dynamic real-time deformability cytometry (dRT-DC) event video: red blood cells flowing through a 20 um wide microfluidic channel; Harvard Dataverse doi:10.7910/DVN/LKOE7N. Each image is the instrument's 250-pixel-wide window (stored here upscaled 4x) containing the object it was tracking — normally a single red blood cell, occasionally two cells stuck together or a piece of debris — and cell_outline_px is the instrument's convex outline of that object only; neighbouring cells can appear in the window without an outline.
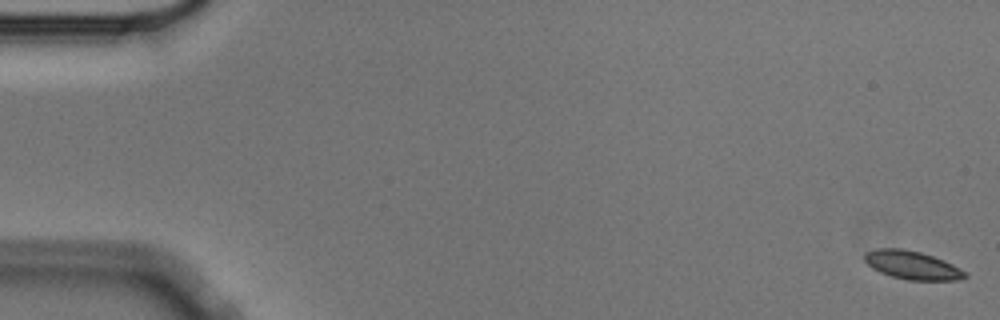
{"species": "Egyptian fruit bat (a non-hibernating species)", "species_latin": "Rousettus aegyptiacus", "temperature_condition": "cold", "stored_images_in_passage": 57, "camera_frame_rate_fps": 3000, "um_per_image_px": 0.085, "animal": {"sex": "male"}, "frame": {"image": 1, "passage_image": 1, "time_ms": 0.0, "image_size_px": [1000, 320], "cell_outline_px": [[968, 276], [956, 280], [908, 280], [892, 276], [880, 272], [872, 268], [864, 260], [864, 252], [876, 248], [904, 248], [920, 252], [944, 260], [968, 272]], "centroid_in_image_um": [77.53, 22.53], "position_along_channel_um": 7.5, "area_um2": 16.7}}
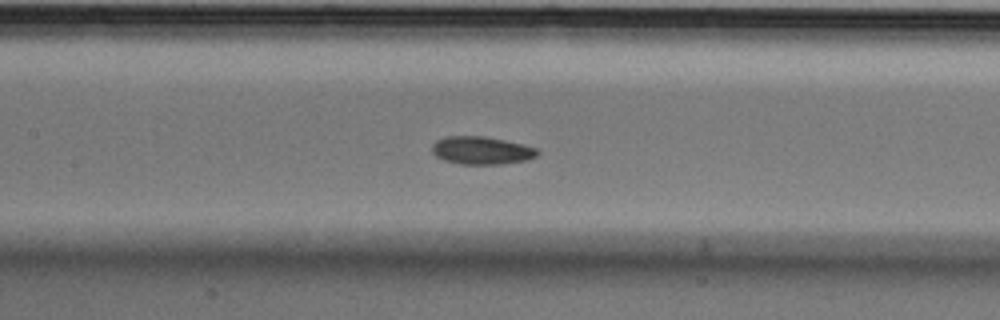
{"frame": {"image": 2, "passage_image": 27, "time_ms": 8.667, "image_size_px": [1000, 320], "cell_outline_px": [[540, 152], [536, 156], [528, 160], [500, 164], [460, 164], [444, 160], [436, 156], [432, 152], [432, 144], [436, 140], [444, 136], [484, 136], [524, 144], [536, 148]], "centroid_in_image_um": [40.92, 12.78], "position_along_channel_um": 166.5, "area_um2": 17.22}}
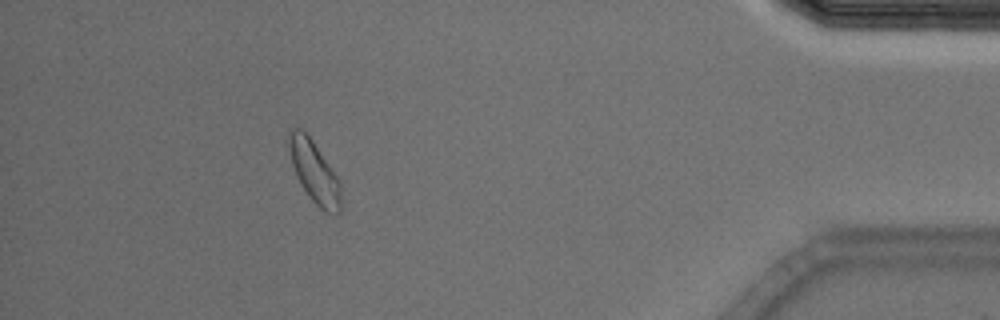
{"frame": {"image": 3, "passage_image": 52, "time_ms": 17.0, "image_size_px": [1000, 320], "cell_outline_px": [[340, 212], [336, 216], [324, 212], [308, 196], [300, 184], [296, 176], [292, 164], [288, 148], [288, 132], [292, 128], [300, 128], [312, 140], [340, 180]], "centroid_in_image_um": [26.71, 14.64], "position_along_channel_um": 408.5, "area_um2": 18.79}, "authors_computed_cell_mechanics": {"area_um2": 17.2244, "velocity_mm_per_s": 3.5231, "shape_relaxation_time_tau1_ms": 4.2633, "shape_relaxation_time_tau2_ms": 10.2374, "deformation_change_tau1": 0.0897, "deformation_change_tau2": 0.0985}}